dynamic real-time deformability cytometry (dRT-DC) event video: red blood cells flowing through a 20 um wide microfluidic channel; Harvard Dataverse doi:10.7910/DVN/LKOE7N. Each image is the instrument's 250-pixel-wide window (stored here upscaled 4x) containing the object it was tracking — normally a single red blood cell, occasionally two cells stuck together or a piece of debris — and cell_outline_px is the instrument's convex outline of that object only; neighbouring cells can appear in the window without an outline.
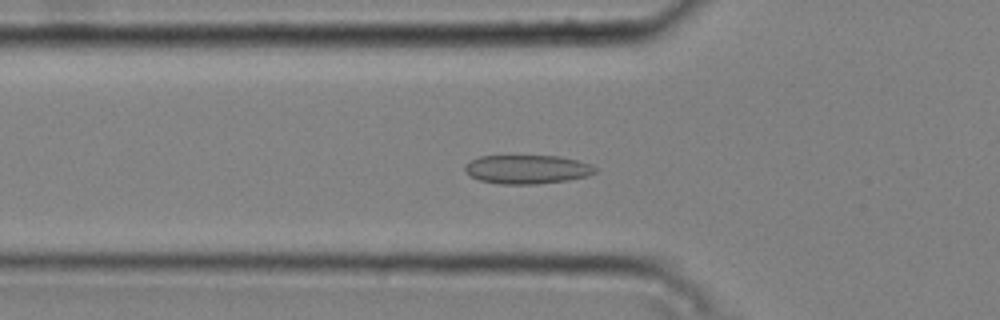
{"species": "common noctule bat (a hibernating species)", "species_latin": "Nyctalus noctula", "temperature_condition": "cold", "stored_images_in_passage": 51, "camera_frame_rate_fps": 3000, "um_per_image_px": 0.085, "animal": {"sex": "male", "body_mass_g": 20.4}, "frame": {"image": 1, "passage_image": 18, "time_ms": 5.667, "image_size_px": [1000, 320], "cell_outline_px": [[596, 172], [588, 176], [568, 180], [536, 184], [500, 184], [480, 180], [472, 176], [464, 168], [464, 164], [480, 156], [560, 156], [592, 164], [596, 168]], "centroid_in_image_um": [44.84, 14.39], "position_along_channel_um": 81.0, "area_um2": 21.79}}
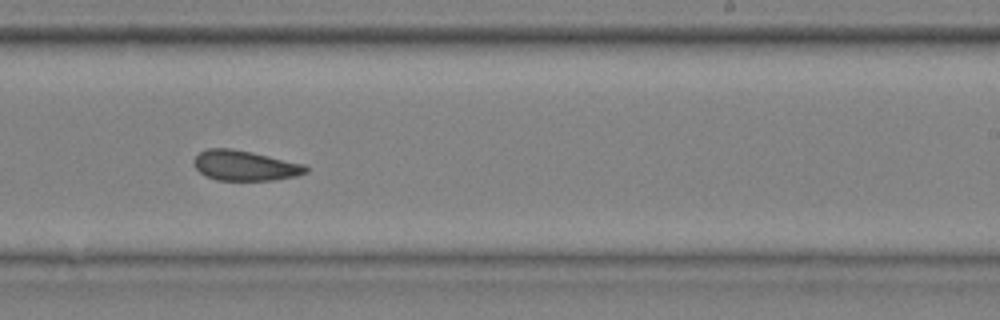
{"frame": {"image": 2, "passage_image": 33, "time_ms": 10.667, "image_size_px": [1000, 320], "cell_outline_px": [[308, 172], [296, 176], [272, 180], [216, 180], [204, 176], [196, 168], [192, 160], [200, 152], [208, 148], [232, 148], [252, 152], [304, 164], [308, 168]], "centroid_in_image_um": [20.79, 14.07], "position_along_channel_um": 268.2, "area_um2": 19.71}}
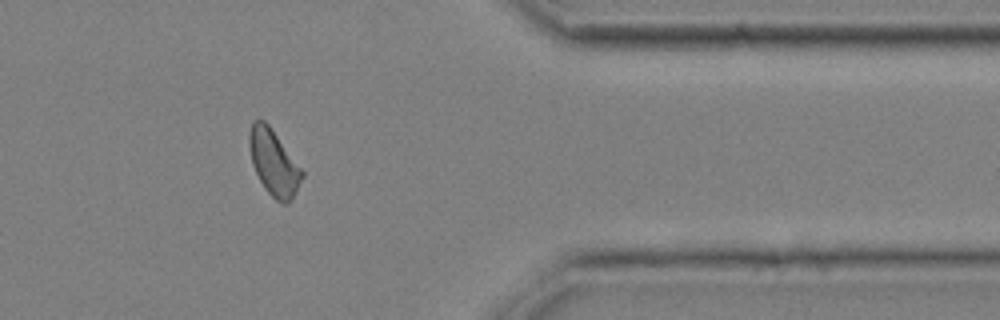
{"frame": {"image": 3, "passage_image": 44, "time_ms": 14.333, "image_size_px": [1000, 320], "cell_outline_px": [[304, 176], [292, 200], [288, 204], [284, 204], [276, 200], [264, 188], [252, 164], [248, 144], [248, 136], [252, 120], [264, 120], [268, 124], [304, 172]], "centroid_in_image_um": [23.26, 13.84], "position_along_channel_um": 388.1, "area_um2": 20.11}, "authors_computed_cell_mechanics": {"area_um2": 20.2878, "velocity_mm_per_s": 3.7437, "shape_relaxation_time_tau1_ms": null, "shape_relaxation_time_tau2_ms": 2.27, "deformation_change_tau1": null, "deformation_change_tau2": 0.0681}}